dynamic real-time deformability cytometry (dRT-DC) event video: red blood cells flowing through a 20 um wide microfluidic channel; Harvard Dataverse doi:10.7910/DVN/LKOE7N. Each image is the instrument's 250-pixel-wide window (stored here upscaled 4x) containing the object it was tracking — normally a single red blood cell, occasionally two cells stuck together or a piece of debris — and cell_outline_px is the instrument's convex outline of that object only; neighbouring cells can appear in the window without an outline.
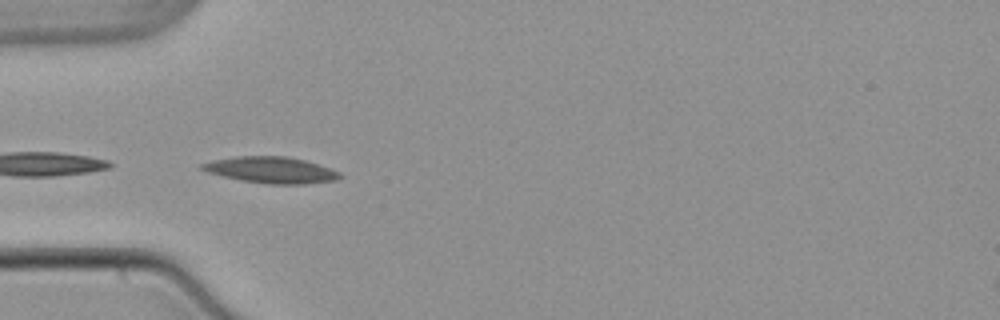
{"species": "common noctule bat (a hibernating species)", "species_latin": "Nyctalus noctula", "temperature_condition": "warm", "stored_images_in_passage": 4, "camera_frame_rate_fps": 3000, "um_per_image_px": 0.085, "animal": {"sex": "male", "body_mass_g": 21.5, "forearm_length_mm": 52.0}, "frame": {"image": 1, "passage_image": 1, "time_ms": 0.0, "image_size_px": [1000, 320], "cell_outline_px": [[340, 176], [336, 180], [304, 184], [268, 184], [240, 180], [208, 172], [200, 168], [200, 164], [212, 160], [236, 156], [284, 156], [304, 160], [340, 172]], "centroid_in_image_um": [23.0, 14.45], "position_along_channel_um": 62.0, "area_um2": 20.87}}